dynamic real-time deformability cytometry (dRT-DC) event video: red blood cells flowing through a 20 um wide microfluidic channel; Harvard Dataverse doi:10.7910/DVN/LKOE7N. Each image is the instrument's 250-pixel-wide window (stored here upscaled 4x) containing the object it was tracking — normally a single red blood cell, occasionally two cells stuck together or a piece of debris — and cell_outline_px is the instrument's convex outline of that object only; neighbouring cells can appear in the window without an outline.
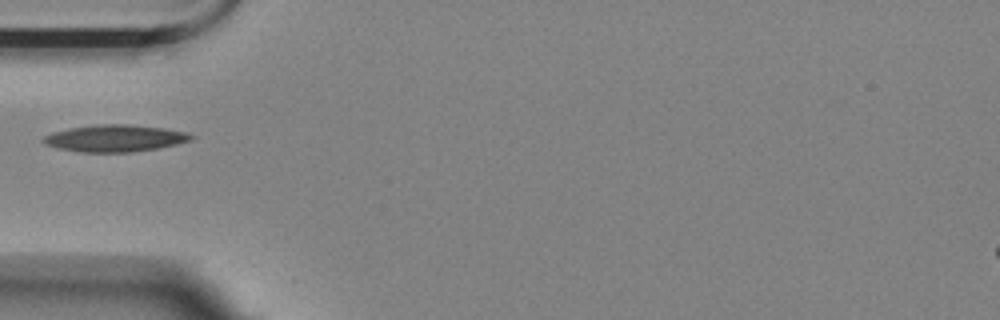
{"species": "Egyptian fruit bat (a non-hibernating species)", "species_latin": "Rousettus aegyptiacus", "temperature_condition": "room temperature", "stored_images_in_passage": 39, "camera_frame_rate_fps": 3000, "um_per_image_px": 0.085, "animal": {"sex": "female"}, "frame": {"image": 1, "passage_image": 1, "time_ms": 0.0, "image_size_px": [1000, 320], "cell_outline_px": [[196, 136], [192, 140], [160, 148], [132, 152], [80, 152], [56, 148], [44, 144], [40, 140], [44, 136], [52, 132], [68, 128], [96, 124], [128, 124], [164, 128], [188, 132]], "centroid_in_image_um": [9.76, 11.75], "position_along_channel_um": 75.2, "area_um2": 23.52}}
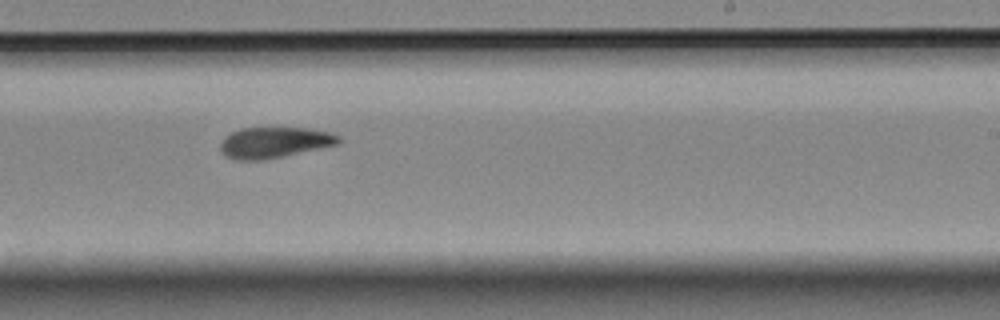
{"frame": {"image": 2, "passage_image": 17, "time_ms": 5.333, "image_size_px": [1000, 320], "cell_outline_px": [[340, 144], [284, 156], [264, 160], [236, 160], [224, 156], [220, 148], [220, 144], [224, 136], [240, 128], [308, 128], [328, 132], [340, 136]], "centroid_in_image_um": [23.3, 12.12], "position_along_channel_um": 265.7, "area_um2": 21.39}}
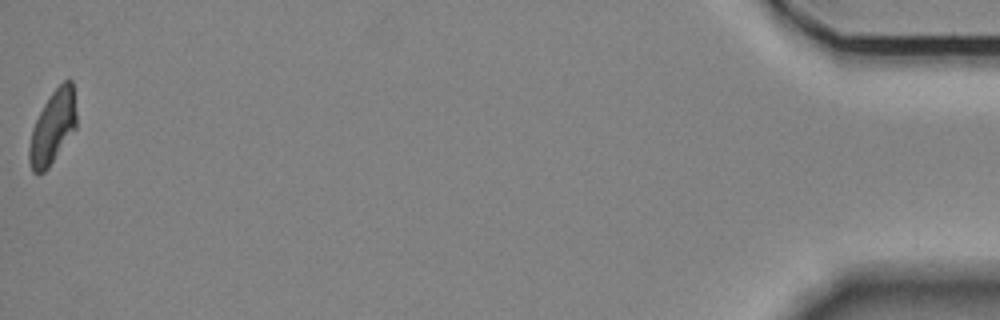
{"frame": {"image": 3, "passage_image": 39, "time_ms": 12.667, "image_size_px": [1000, 320], "cell_outline_px": [[76, 128], [48, 168], [44, 172], [36, 176], [32, 172], [28, 160], [28, 148], [32, 128], [44, 104], [52, 92], [64, 80], [72, 80], [76, 112]], "centroid_in_image_um": [4.46, 10.86], "position_along_channel_um": 430.7, "area_um2": 20.17}}